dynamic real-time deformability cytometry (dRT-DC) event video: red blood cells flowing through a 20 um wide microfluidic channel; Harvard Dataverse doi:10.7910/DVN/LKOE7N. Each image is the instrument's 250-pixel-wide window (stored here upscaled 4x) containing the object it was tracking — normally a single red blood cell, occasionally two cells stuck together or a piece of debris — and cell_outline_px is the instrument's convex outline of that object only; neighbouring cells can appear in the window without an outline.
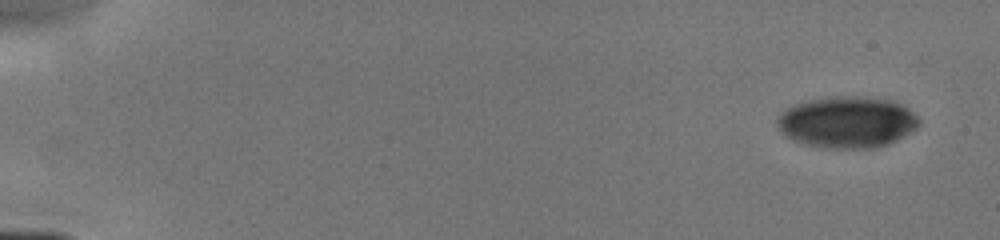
{"species": "human", "species_latin": "Homo sapiens", "temperature_condition": "cold", "stored_images_in_passage": 6, "camera_frame_rate_fps": 3000, "um_per_image_px": 0.085, "donor": {"sex": "male"}, "frame": {"image": 1, "passage_image": 1, "time_ms": 0.0, "image_size_px": [1000, 240], "cell_outline_px": [[920, 124], [916, 128], [904, 136], [888, 144], [876, 148], [824, 148], [792, 140], [784, 136], [780, 132], [776, 120], [788, 108], [796, 104], [816, 100], [892, 100], [908, 108], [920, 120]], "centroid_in_image_um": [72.02, 10.47], "position_along_channel_um": 13.0, "area_um2": 40.75}}
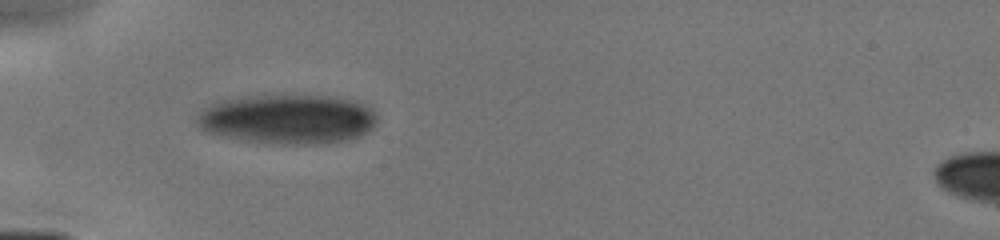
{"frame": {"image": 2, "passage_image": 5, "time_ms": 4.667, "image_size_px": [1000, 240], "cell_outline_px": [[376, 120], [372, 128], [368, 132], [360, 136], [344, 140], [316, 144], [280, 144], [244, 140], [204, 132], [196, 124], [196, 112], [200, 108], [216, 100], [256, 96], [328, 96], [356, 100], [372, 108], [376, 112]], "centroid_in_image_um": [24.4, 10.12], "position_along_channel_um": 60.6, "area_um2": 52.37}}